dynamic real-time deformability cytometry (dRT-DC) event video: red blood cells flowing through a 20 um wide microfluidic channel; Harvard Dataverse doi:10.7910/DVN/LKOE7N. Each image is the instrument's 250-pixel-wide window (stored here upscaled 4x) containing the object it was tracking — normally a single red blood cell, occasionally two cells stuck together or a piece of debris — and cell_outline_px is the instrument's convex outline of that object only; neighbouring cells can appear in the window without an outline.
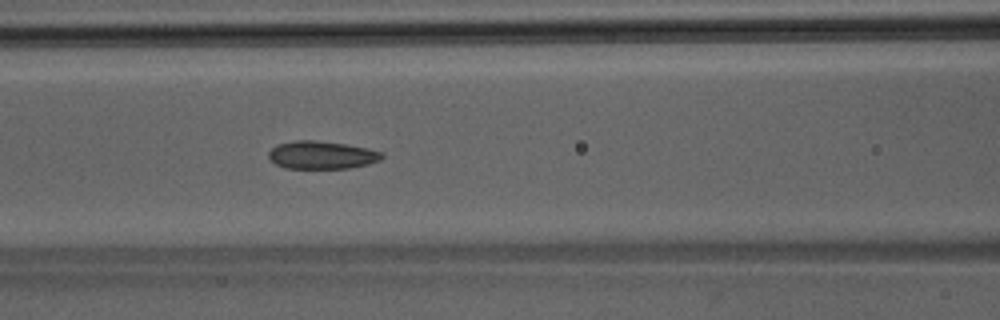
{"species": "Egyptian fruit bat (a non-hibernating species)", "species_latin": "Rousettus aegyptiacus", "temperature_condition": "room temperature", "stored_images_in_passage": 45, "camera_frame_rate_fps": 3000, "um_per_image_px": 0.085, "animal": {"sex": "male"}, "frame": {"image": 1, "passage_image": 20, "time_ms": 6.333, "image_size_px": [1000, 320], "cell_outline_px": [[384, 156], [380, 160], [368, 164], [348, 168], [284, 168], [276, 164], [268, 156], [268, 152], [276, 144], [296, 140], [312, 140], [344, 144], [384, 152]], "centroid_in_image_um": [27.33, 13.18], "position_along_channel_um": 139.3, "area_um2": 18.26}}
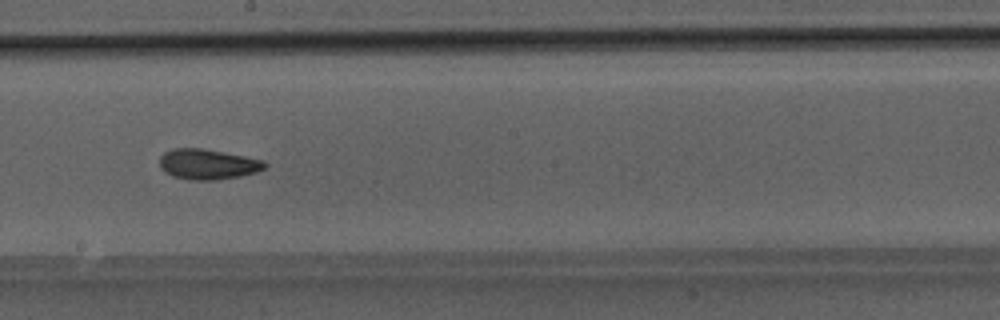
{"frame": {"image": 2, "passage_image": 26, "time_ms": 8.333, "image_size_px": [1000, 320], "cell_outline_px": [[268, 164], [264, 168], [256, 172], [240, 176], [216, 180], [192, 180], [172, 176], [164, 172], [160, 168], [160, 156], [164, 152], [172, 148], [200, 148], [244, 156], [264, 160]], "centroid_in_image_um": [17.63, 13.96], "position_along_channel_um": 230.6, "area_um2": 18.61}}
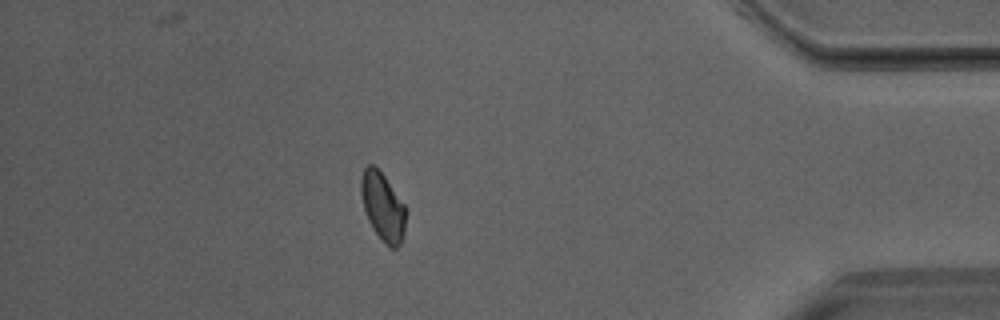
{"frame": {"image": 3, "passage_image": 40, "time_ms": 13.0, "image_size_px": [1000, 320], "cell_outline_px": [[408, 212], [404, 236], [400, 244], [396, 248], [388, 248], [384, 244], [372, 228], [368, 220], [364, 208], [360, 192], [360, 176], [364, 168], [368, 164], [372, 164], [384, 176], [408, 208]], "centroid_in_image_um": [32.57, 17.6], "position_along_channel_um": 402.6, "area_um2": 18.32}}